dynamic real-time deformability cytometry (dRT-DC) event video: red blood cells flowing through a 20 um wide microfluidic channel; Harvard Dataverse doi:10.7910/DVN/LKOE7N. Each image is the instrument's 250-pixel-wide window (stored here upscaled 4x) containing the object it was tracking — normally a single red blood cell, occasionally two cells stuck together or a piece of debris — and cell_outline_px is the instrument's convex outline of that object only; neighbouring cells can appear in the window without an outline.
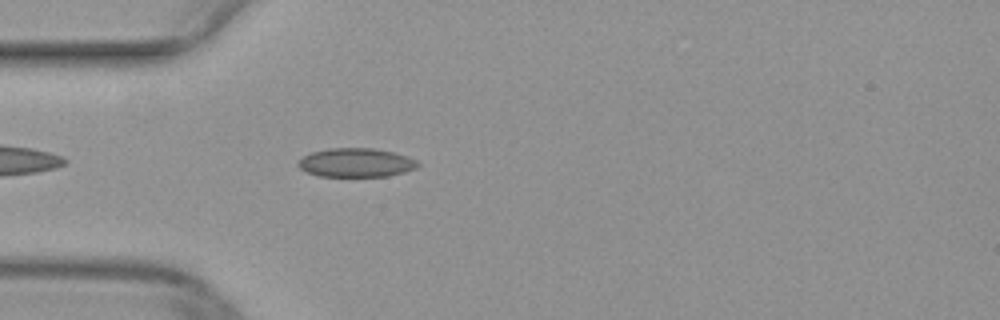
{"species": "common noctule bat (a hibernating species)", "species_latin": "Nyctalus noctula", "temperature_condition": "warm", "stored_images_in_passage": 39, "camera_frame_rate_fps": 3000, "um_per_image_px": 0.085, "animal": {"sex": "female", "body_mass_g": 29.2, "forearm_length_mm": 56.3}, "frame": {"image": 1, "passage_image": 4, "time_ms": 1.0, "image_size_px": [1000, 320], "cell_outline_px": [[420, 164], [416, 168], [404, 172], [388, 176], [320, 176], [308, 172], [300, 168], [296, 164], [304, 156], [312, 152], [328, 148], [376, 148], [408, 156], [416, 160]], "centroid_in_image_um": [30.28, 13.82], "position_along_channel_um": 54.7, "area_um2": 20.06}}
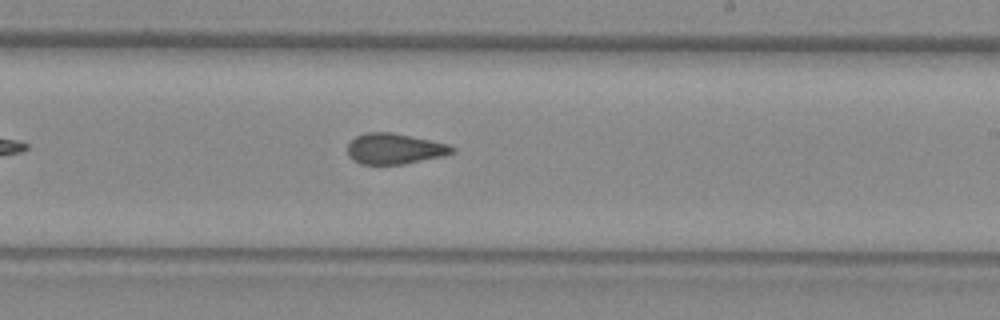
{"frame": {"image": 2, "passage_image": 19, "time_ms": 6.0, "image_size_px": [1000, 320], "cell_outline_px": [[456, 152], [444, 156], [404, 164], [360, 164], [352, 160], [348, 156], [348, 144], [356, 136], [364, 132], [392, 132], [448, 144], [456, 148]], "centroid_in_image_um": [33.54, 12.65], "position_along_channel_um": 255.5, "area_um2": 18.84}}
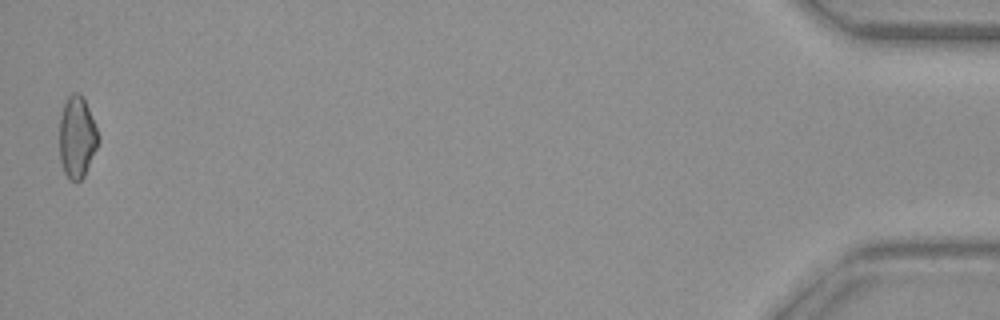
{"frame": {"image": 3, "passage_image": 39, "time_ms": 12.667, "image_size_px": [1000, 320], "cell_outline_px": [[100, 140], [84, 176], [80, 180], [72, 180], [64, 172], [60, 160], [60, 116], [64, 104], [68, 96], [72, 92], [80, 92], [88, 108], [100, 136]], "centroid_in_image_um": [6.55, 11.63], "position_along_channel_um": 428.6, "area_um2": 18.32}}